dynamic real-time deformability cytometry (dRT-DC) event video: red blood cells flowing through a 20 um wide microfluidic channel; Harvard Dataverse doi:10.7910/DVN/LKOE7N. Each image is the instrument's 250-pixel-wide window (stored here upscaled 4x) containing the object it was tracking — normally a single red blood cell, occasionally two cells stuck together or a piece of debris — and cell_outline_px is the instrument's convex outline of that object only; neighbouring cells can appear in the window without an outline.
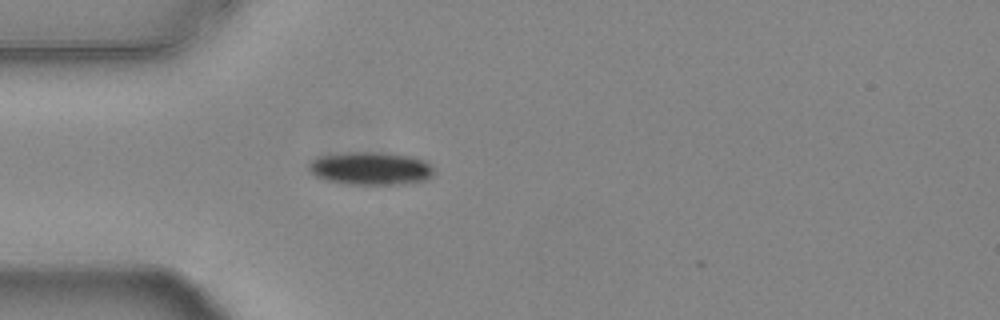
{"species": "common noctule bat (a hibernating species)", "species_latin": "Nyctalus noctula", "temperature_condition": "warm", "stored_images_in_passage": 40, "camera_frame_rate_fps": 3000, "um_per_image_px": 0.085, "animal": {"sex": "female", "body_mass_g": 24.6, "forearm_length_mm": 56.2}, "frame": {"image": 1, "passage_image": 1, "time_ms": 0.0, "image_size_px": [1000, 320], "cell_outline_px": [[436, 172], [428, 180], [400, 184], [352, 184], [324, 180], [308, 172], [308, 164], [316, 156], [348, 152], [376, 152], [412, 156], [428, 160], [432, 164]], "centroid_in_image_um": [31.54, 14.31], "position_along_channel_um": 53.5, "area_um2": 24.51}}
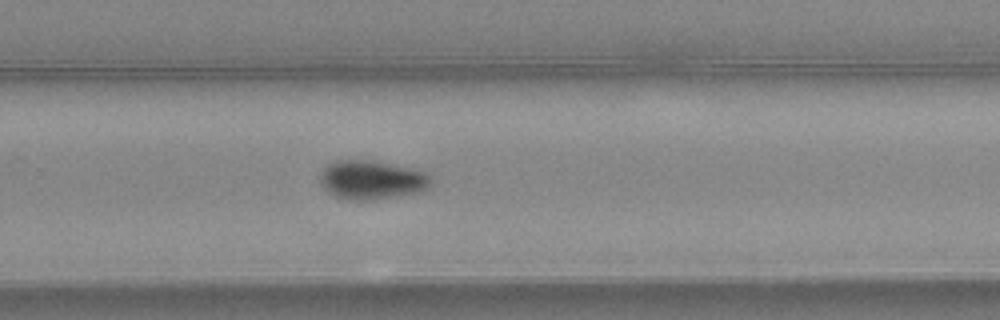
{"frame": {"image": 2, "passage_image": 21, "time_ms": 6.667, "image_size_px": [1000, 320], "cell_outline_px": [[432, 184], [428, 188], [416, 192], [372, 200], [348, 200], [336, 196], [324, 188], [320, 180], [320, 176], [324, 168], [328, 164], [336, 160], [372, 160], [412, 168], [424, 172], [432, 180]], "centroid_in_image_um": [31.59, 15.28], "position_along_channel_um": 298.2, "area_um2": 24.91}}
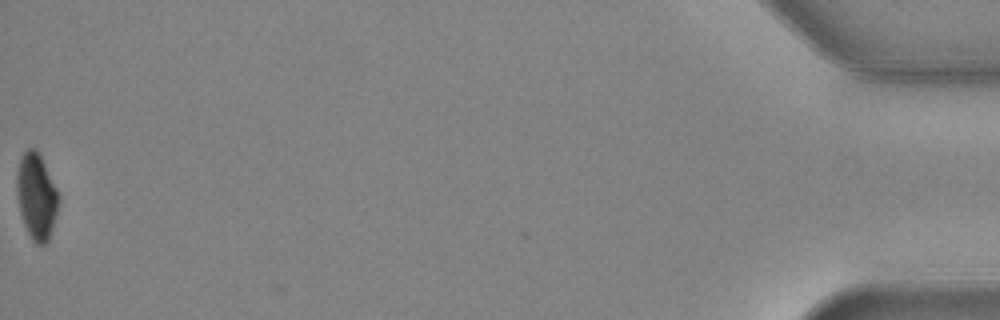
{"frame": {"image": 3, "passage_image": 40, "time_ms": 13.0, "image_size_px": [1000, 320], "cell_outline_px": [[60, 200], [52, 228], [48, 240], [44, 244], [36, 244], [32, 240], [24, 224], [20, 212], [16, 196], [16, 172], [20, 160], [24, 152], [28, 148], [36, 148], [40, 152], [60, 196]], "centroid_in_image_um": [3.09, 16.64], "position_along_channel_um": 432.1, "area_um2": 21.15}, "authors_computed_cell_mechanics": {"area_um2": 24.6228, "velocity_mm_per_s": 3.7735, "shape_relaxation_time_tau1_ms": 3.3455, "shape_relaxation_time_tau2_ms": null, "deformation_change_tau1": 0.1135, "deformation_change_tau2": null}}